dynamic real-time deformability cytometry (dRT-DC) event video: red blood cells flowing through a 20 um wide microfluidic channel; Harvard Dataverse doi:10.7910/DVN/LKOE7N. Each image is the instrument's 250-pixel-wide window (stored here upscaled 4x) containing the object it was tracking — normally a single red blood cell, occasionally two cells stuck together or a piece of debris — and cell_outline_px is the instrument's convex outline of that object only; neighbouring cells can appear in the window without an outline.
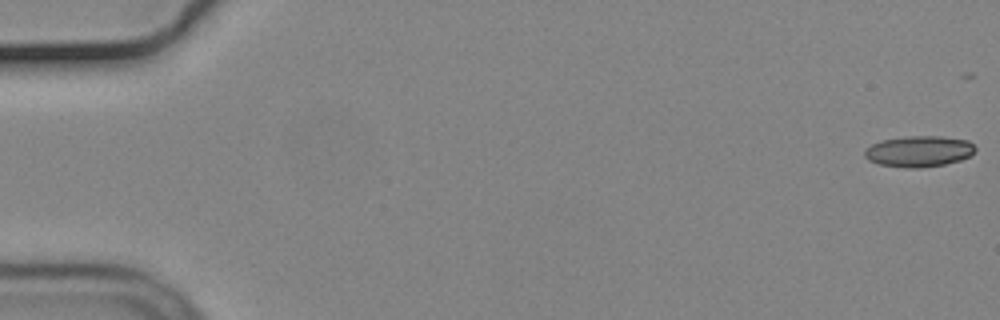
{"species": "common noctule bat (a hibernating species)", "species_latin": "Nyctalus noctula", "temperature_condition": "cold", "stored_images_in_passage": 27, "camera_frame_rate_fps": 3000, "um_per_image_px": 0.085, "animal": {"sex": "male", "body_mass_g": 19.2, "forearm_length_mm": 51.8}, "frame": {"image": 1, "passage_image": 1, "time_ms": 0.0, "image_size_px": [1000, 320], "cell_outline_px": [[976, 148], [968, 156], [960, 160], [944, 164], [920, 168], [904, 168], [880, 164], [868, 160], [864, 156], [864, 148], [880, 140], [908, 136], [940, 136], [968, 140]], "centroid_in_image_um": [78.06, 12.86], "position_along_channel_um": 6.9, "area_um2": 20.0}}
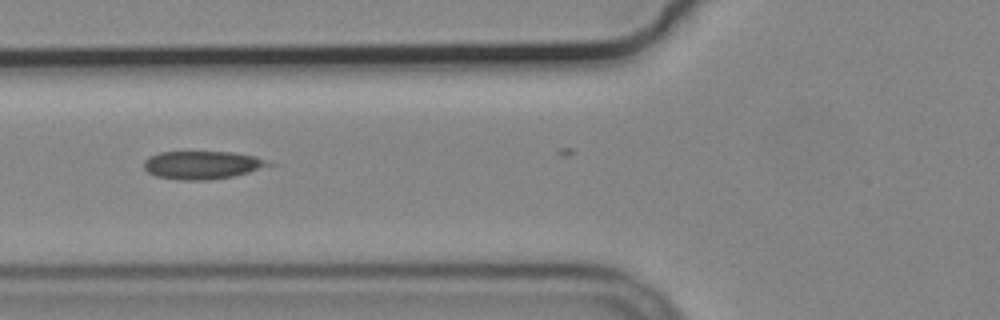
{"frame": {"image": 2, "passage_image": 22, "time_ms": 7.0, "image_size_px": [1000, 320], "cell_outline_px": [[276, 164], [248, 172], [232, 176], [208, 180], [180, 180], [156, 176], [148, 172], [144, 168], [144, 160], [148, 156], [160, 152], [232, 152], [256, 156]], "centroid_in_image_um": [17.18, 14.02], "position_along_channel_um": 108.6, "area_um2": 20.4}}
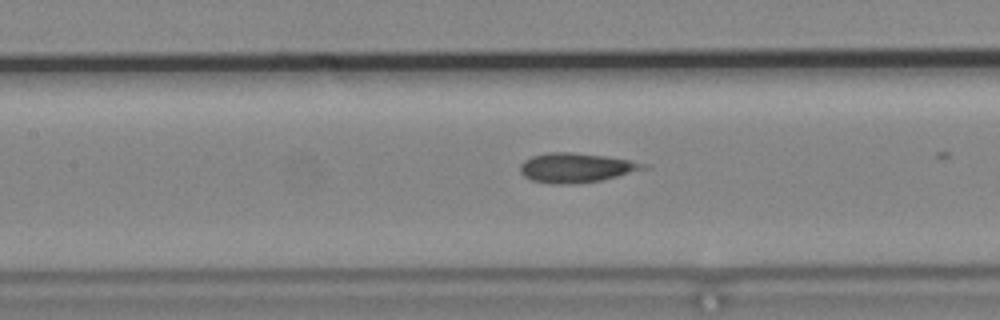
{"frame": {"image": 3, "passage_image": 26, "time_ms": 8.333, "image_size_px": [1000, 320], "cell_outline_px": [[648, 168], [604, 180], [576, 184], [552, 184], [532, 180], [524, 176], [520, 172], [520, 164], [524, 160], [532, 156], [548, 152], [572, 152], [604, 156], [628, 160], [648, 164]], "centroid_in_image_um": [48.96, 14.26], "position_along_channel_um": 158.4, "area_um2": 21.27}}